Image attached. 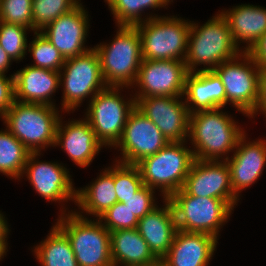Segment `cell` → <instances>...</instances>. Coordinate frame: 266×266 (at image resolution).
Here are the masks:
<instances>
[{
	"mask_svg": "<svg viewBox=\"0 0 266 266\" xmlns=\"http://www.w3.org/2000/svg\"><path fill=\"white\" fill-rule=\"evenodd\" d=\"M28 28L0 21V46L12 61H21L27 53Z\"/></svg>",
	"mask_w": 266,
	"mask_h": 266,
	"instance_id": "33",
	"label": "cell"
},
{
	"mask_svg": "<svg viewBox=\"0 0 266 266\" xmlns=\"http://www.w3.org/2000/svg\"><path fill=\"white\" fill-rule=\"evenodd\" d=\"M80 0H32L33 28L41 31L59 16L72 11Z\"/></svg>",
	"mask_w": 266,
	"mask_h": 266,
	"instance_id": "30",
	"label": "cell"
},
{
	"mask_svg": "<svg viewBox=\"0 0 266 266\" xmlns=\"http://www.w3.org/2000/svg\"><path fill=\"white\" fill-rule=\"evenodd\" d=\"M229 10L220 13L227 21L236 45L239 47L245 43L243 51L248 52L266 33V9L259 5L242 4Z\"/></svg>",
	"mask_w": 266,
	"mask_h": 266,
	"instance_id": "24",
	"label": "cell"
},
{
	"mask_svg": "<svg viewBox=\"0 0 266 266\" xmlns=\"http://www.w3.org/2000/svg\"><path fill=\"white\" fill-rule=\"evenodd\" d=\"M15 102L14 75L6 77L0 74V117H2Z\"/></svg>",
	"mask_w": 266,
	"mask_h": 266,
	"instance_id": "37",
	"label": "cell"
},
{
	"mask_svg": "<svg viewBox=\"0 0 266 266\" xmlns=\"http://www.w3.org/2000/svg\"><path fill=\"white\" fill-rule=\"evenodd\" d=\"M166 1H167L168 4L171 3V2H173V0H166Z\"/></svg>",
	"mask_w": 266,
	"mask_h": 266,
	"instance_id": "44",
	"label": "cell"
},
{
	"mask_svg": "<svg viewBox=\"0 0 266 266\" xmlns=\"http://www.w3.org/2000/svg\"><path fill=\"white\" fill-rule=\"evenodd\" d=\"M112 42L94 46L107 86L130 88L142 63L141 38L136 26L118 25Z\"/></svg>",
	"mask_w": 266,
	"mask_h": 266,
	"instance_id": "3",
	"label": "cell"
},
{
	"mask_svg": "<svg viewBox=\"0 0 266 266\" xmlns=\"http://www.w3.org/2000/svg\"><path fill=\"white\" fill-rule=\"evenodd\" d=\"M107 2L108 8L114 16L117 26L127 25L135 26L142 23L148 19L155 18V16L150 15L147 18H142V12L147 8H166L168 3L166 0H104Z\"/></svg>",
	"mask_w": 266,
	"mask_h": 266,
	"instance_id": "29",
	"label": "cell"
},
{
	"mask_svg": "<svg viewBox=\"0 0 266 266\" xmlns=\"http://www.w3.org/2000/svg\"><path fill=\"white\" fill-rule=\"evenodd\" d=\"M217 240L209 234L177 230L172 246L161 260L166 266H208Z\"/></svg>",
	"mask_w": 266,
	"mask_h": 266,
	"instance_id": "20",
	"label": "cell"
},
{
	"mask_svg": "<svg viewBox=\"0 0 266 266\" xmlns=\"http://www.w3.org/2000/svg\"><path fill=\"white\" fill-rule=\"evenodd\" d=\"M135 26L141 38L143 60L185 61L191 21L157 16Z\"/></svg>",
	"mask_w": 266,
	"mask_h": 266,
	"instance_id": "7",
	"label": "cell"
},
{
	"mask_svg": "<svg viewBox=\"0 0 266 266\" xmlns=\"http://www.w3.org/2000/svg\"><path fill=\"white\" fill-rule=\"evenodd\" d=\"M246 133L239 139L232 157L225 159L230 170L233 193H239L252 186L266 167V140L247 141ZM247 141V142H246Z\"/></svg>",
	"mask_w": 266,
	"mask_h": 266,
	"instance_id": "18",
	"label": "cell"
},
{
	"mask_svg": "<svg viewBox=\"0 0 266 266\" xmlns=\"http://www.w3.org/2000/svg\"><path fill=\"white\" fill-rule=\"evenodd\" d=\"M154 191V189L144 185L135 195L125 199V206L138 220L157 207Z\"/></svg>",
	"mask_w": 266,
	"mask_h": 266,
	"instance_id": "36",
	"label": "cell"
},
{
	"mask_svg": "<svg viewBox=\"0 0 266 266\" xmlns=\"http://www.w3.org/2000/svg\"><path fill=\"white\" fill-rule=\"evenodd\" d=\"M114 185L117 194V202H125V199L135 195L143 186L140 171L136 165L115 161Z\"/></svg>",
	"mask_w": 266,
	"mask_h": 266,
	"instance_id": "32",
	"label": "cell"
},
{
	"mask_svg": "<svg viewBox=\"0 0 266 266\" xmlns=\"http://www.w3.org/2000/svg\"><path fill=\"white\" fill-rule=\"evenodd\" d=\"M29 154L30 151L9 130H0V173L19 180L24 176Z\"/></svg>",
	"mask_w": 266,
	"mask_h": 266,
	"instance_id": "28",
	"label": "cell"
},
{
	"mask_svg": "<svg viewBox=\"0 0 266 266\" xmlns=\"http://www.w3.org/2000/svg\"><path fill=\"white\" fill-rule=\"evenodd\" d=\"M242 51L234 42L227 21L218 13L202 26L191 22L184 62L188 73L210 71ZM202 64L204 68L198 69Z\"/></svg>",
	"mask_w": 266,
	"mask_h": 266,
	"instance_id": "2",
	"label": "cell"
},
{
	"mask_svg": "<svg viewBox=\"0 0 266 266\" xmlns=\"http://www.w3.org/2000/svg\"><path fill=\"white\" fill-rule=\"evenodd\" d=\"M40 154L30 153L23 171L36 193L51 202H76L77 189L73 187L69 170L58 162L39 161Z\"/></svg>",
	"mask_w": 266,
	"mask_h": 266,
	"instance_id": "16",
	"label": "cell"
},
{
	"mask_svg": "<svg viewBox=\"0 0 266 266\" xmlns=\"http://www.w3.org/2000/svg\"><path fill=\"white\" fill-rule=\"evenodd\" d=\"M34 35L27 46L34 60L31 66L60 72L66 59L40 31L34 32Z\"/></svg>",
	"mask_w": 266,
	"mask_h": 266,
	"instance_id": "31",
	"label": "cell"
},
{
	"mask_svg": "<svg viewBox=\"0 0 266 266\" xmlns=\"http://www.w3.org/2000/svg\"><path fill=\"white\" fill-rule=\"evenodd\" d=\"M183 99V96L135 98V107L157 126L169 142H187L190 114Z\"/></svg>",
	"mask_w": 266,
	"mask_h": 266,
	"instance_id": "14",
	"label": "cell"
},
{
	"mask_svg": "<svg viewBox=\"0 0 266 266\" xmlns=\"http://www.w3.org/2000/svg\"><path fill=\"white\" fill-rule=\"evenodd\" d=\"M56 106L15 101L1 117L3 124L30 153L54 147L60 110Z\"/></svg>",
	"mask_w": 266,
	"mask_h": 266,
	"instance_id": "4",
	"label": "cell"
},
{
	"mask_svg": "<svg viewBox=\"0 0 266 266\" xmlns=\"http://www.w3.org/2000/svg\"><path fill=\"white\" fill-rule=\"evenodd\" d=\"M259 68L266 67V33L248 51Z\"/></svg>",
	"mask_w": 266,
	"mask_h": 266,
	"instance_id": "39",
	"label": "cell"
},
{
	"mask_svg": "<svg viewBox=\"0 0 266 266\" xmlns=\"http://www.w3.org/2000/svg\"><path fill=\"white\" fill-rule=\"evenodd\" d=\"M168 143L157 126L135 107L127 118L121 139L115 145L122 154V159L116 161L136 165Z\"/></svg>",
	"mask_w": 266,
	"mask_h": 266,
	"instance_id": "13",
	"label": "cell"
},
{
	"mask_svg": "<svg viewBox=\"0 0 266 266\" xmlns=\"http://www.w3.org/2000/svg\"><path fill=\"white\" fill-rule=\"evenodd\" d=\"M110 243L113 266H145L158 260L136 228L110 232Z\"/></svg>",
	"mask_w": 266,
	"mask_h": 266,
	"instance_id": "25",
	"label": "cell"
},
{
	"mask_svg": "<svg viewBox=\"0 0 266 266\" xmlns=\"http://www.w3.org/2000/svg\"><path fill=\"white\" fill-rule=\"evenodd\" d=\"M13 62L4 49L0 46V74H6Z\"/></svg>",
	"mask_w": 266,
	"mask_h": 266,
	"instance_id": "40",
	"label": "cell"
},
{
	"mask_svg": "<svg viewBox=\"0 0 266 266\" xmlns=\"http://www.w3.org/2000/svg\"><path fill=\"white\" fill-rule=\"evenodd\" d=\"M163 200L164 207H155L139 219L136 228L158 260L168 253L177 231L172 204L168 199Z\"/></svg>",
	"mask_w": 266,
	"mask_h": 266,
	"instance_id": "22",
	"label": "cell"
},
{
	"mask_svg": "<svg viewBox=\"0 0 266 266\" xmlns=\"http://www.w3.org/2000/svg\"><path fill=\"white\" fill-rule=\"evenodd\" d=\"M0 21L33 28L32 0H0Z\"/></svg>",
	"mask_w": 266,
	"mask_h": 266,
	"instance_id": "34",
	"label": "cell"
},
{
	"mask_svg": "<svg viewBox=\"0 0 266 266\" xmlns=\"http://www.w3.org/2000/svg\"><path fill=\"white\" fill-rule=\"evenodd\" d=\"M186 142H169L152 156L136 164L143 184L158 189L163 199L182 189L193 161L192 149L184 146Z\"/></svg>",
	"mask_w": 266,
	"mask_h": 266,
	"instance_id": "6",
	"label": "cell"
},
{
	"mask_svg": "<svg viewBox=\"0 0 266 266\" xmlns=\"http://www.w3.org/2000/svg\"><path fill=\"white\" fill-rule=\"evenodd\" d=\"M145 266H166V264L162 260H157L155 263Z\"/></svg>",
	"mask_w": 266,
	"mask_h": 266,
	"instance_id": "43",
	"label": "cell"
},
{
	"mask_svg": "<svg viewBox=\"0 0 266 266\" xmlns=\"http://www.w3.org/2000/svg\"><path fill=\"white\" fill-rule=\"evenodd\" d=\"M60 86L63 87L61 109L63 112L65 110V113L75 111L85 98L90 96L91 101L107 87L94 48L82 55L66 59L60 71Z\"/></svg>",
	"mask_w": 266,
	"mask_h": 266,
	"instance_id": "10",
	"label": "cell"
},
{
	"mask_svg": "<svg viewBox=\"0 0 266 266\" xmlns=\"http://www.w3.org/2000/svg\"><path fill=\"white\" fill-rule=\"evenodd\" d=\"M7 220H5V216L0 211V237H7L9 234V227H8Z\"/></svg>",
	"mask_w": 266,
	"mask_h": 266,
	"instance_id": "41",
	"label": "cell"
},
{
	"mask_svg": "<svg viewBox=\"0 0 266 266\" xmlns=\"http://www.w3.org/2000/svg\"><path fill=\"white\" fill-rule=\"evenodd\" d=\"M168 200L175 213L177 230L205 233L217 239L234 209L226 200L188 195L183 189Z\"/></svg>",
	"mask_w": 266,
	"mask_h": 266,
	"instance_id": "8",
	"label": "cell"
},
{
	"mask_svg": "<svg viewBox=\"0 0 266 266\" xmlns=\"http://www.w3.org/2000/svg\"><path fill=\"white\" fill-rule=\"evenodd\" d=\"M223 108L198 111L189 116V134L193 156L197 160H225L245 134L238 122ZM228 155V156H227ZM223 156V157H222ZM226 157V158H225Z\"/></svg>",
	"mask_w": 266,
	"mask_h": 266,
	"instance_id": "1",
	"label": "cell"
},
{
	"mask_svg": "<svg viewBox=\"0 0 266 266\" xmlns=\"http://www.w3.org/2000/svg\"><path fill=\"white\" fill-rule=\"evenodd\" d=\"M14 75L15 101L55 106L52 95L60 87V72L27 65Z\"/></svg>",
	"mask_w": 266,
	"mask_h": 266,
	"instance_id": "21",
	"label": "cell"
},
{
	"mask_svg": "<svg viewBox=\"0 0 266 266\" xmlns=\"http://www.w3.org/2000/svg\"><path fill=\"white\" fill-rule=\"evenodd\" d=\"M87 13L80 3L72 11L59 16L40 31L65 59L82 55L92 49L85 46L90 26Z\"/></svg>",
	"mask_w": 266,
	"mask_h": 266,
	"instance_id": "17",
	"label": "cell"
},
{
	"mask_svg": "<svg viewBox=\"0 0 266 266\" xmlns=\"http://www.w3.org/2000/svg\"><path fill=\"white\" fill-rule=\"evenodd\" d=\"M182 189L188 195L226 200L233 208L239 200L233 193L226 160L195 159Z\"/></svg>",
	"mask_w": 266,
	"mask_h": 266,
	"instance_id": "15",
	"label": "cell"
},
{
	"mask_svg": "<svg viewBox=\"0 0 266 266\" xmlns=\"http://www.w3.org/2000/svg\"><path fill=\"white\" fill-rule=\"evenodd\" d=\"M117 202L114 185V165L100 172L90 185L77 190L76 204L81 210L98 218ZM83 211V212H82Z\"/></svg>",
	"mask_w": 266,
	"mask_h": 266,
	"instance_id": "26",
	"label": "cell"
},
{
	"mask_svg": "<svg viewBox=\"0 0 266 266\" xmlns=\"http://www.w3.org/2000/svg\"><path fill=\"white\" fill-rule=\"evenodd\" d=\"M213 71L225 87L226 104L231 103L249 117L255 111L259 97V67L250 54L242 51Z\"/></svg>",
	"mask_w": 266,
	"mask_h": 266,
	"instance_id": "11",
	"label": "cell"
},
{
	"mask_svg": "<svg viewBox=\"0 0 266 266\" xmlns=\"http://www.w3.org/2000/svg\"><path fill=\"white\" fill-rule=\"evenodd\" d=\"M183 97L189 114L226 106L225 87L213 70L188 73Z\"/></svg>",
	"mask_w": 266,
	"mask_h": 266,
	"instance_id": "23",
	"label": "cell"
},
{
	"mask_svg": "<svg viewBox=\"0 0 266 266\" xmlns=\"http://www.w3.org/2000/svg\"><path fill=\"white\" fill-rule=\"evenodd\" d=\"M7 239L8 237H0V261H2L1 258H3L4 255H6L8 251L7 250L8 249Z\"/></svg>",
	"mask_w": 266,
	"mask_h": 266,
	"instance_id": "42",
	"label": "cell"
},
{
	"mask_svg": "<svg viewBox=\"0 0 266 266\" xmlns=\"http://www.w3.org/2000/svg\"><path fill=\"white\" fill-rule=\"evenodd\" d=\"M123 87L107 86L89 101L85 119L97 139L105 146L114 147L121 139L127 118L135 108L134 96L128 101L121 96Z\"/></svg>",
	"mask_w": 266,
	"mask_h": 266,
	"instance_id": "9",
	"label": "cell"
},
{
	"mask_svg": "<svg viewBox=\"0 0 266 266\" xmlns=\"http://www.w3.org/2000/svg\"><path fill=\"white\" fill-rule=\"evenodd\" d=\"M188 74L184 61L142 60L133 84L139 91L134 98L183 96Z\"/></svg>",
	"mask_w": 266,
	"mask_h": 266,
	"instance_id": "12",
	"label": "cell"
},
{
	"mask_svg": "<svg viewBox=\"0 0 266 266\" xmlns=\"http://www.w3.org/2000/svg\"><path fill=\"white\" fill-rule=\"evenodd\" d=\"M97 219L101 221L102 225L109 232L121 229L137 228L139 222V220L122 202H116Z\"/></svg>",
	"mask_w": 266,
	"mask_h": 266,
	"instance_id": "35",
	"label": "cell"
},
{
	"mask_svg": "<svg viewBox=\"0 0 266 266\" xmlns=\"http://www.w3.org/2000/svg\"><path fill=\"white\" fill-rule=\"evenodd\" d=\"M262 112L266 117V67L259 68V97L255 111L249 118L255 117L254 115Z\"/></svg>",
	"mask_w": 266,
	"mask_h": 266,
	"instance_id": "38",
	"label": "cell"
},
{
	"mask_svg": "<svg viewBox=\"0 0 266 266\" xmlns=\"http://www.w3.org/2000/svg\"><path fill=\"white\" fill-rule=\"evenodd\" d=\"M33 251L42 266H78L68 237L56 224Z\"/></svg>",
	"mask_w": 266,
	"mask_h": 266,
	"instance_id": "27",
	"label": "cell"
},
{
	"mask_svg": "<svg viewBox=\"0 0 266 266\" xmlns=\"http://www.w3.org/2000/svg\"><path fill=\"white\" fill-rule=\"evenodd\" d=\"M61 214L55 223L68 237L78 266H113L110 232L101 221L88 219L78 211Z\"/></svg>",
	"mask_w": 266,
	"mask_h": 266,
	"instance_id": "5",
	"label": "cell"
},
{
	"mask_svg": "<svg viewBox=\"0 0 266 266\" xmlns=\"http://www.w3.org/2000/svg\"><path fill=\"white\" fill-rule=\"evenodd\" d=\"M63 123L61 117L57 126L54 147L60 146L73 163L86 168L104 145L97 139L95 132L85 118L83 120L73 119L65 125Z\"/></svg>",
	"mask_w": 266,
	"mask_h": 266,
	"instance_id": "19",
	"label": "cell"
}]
</instances>
